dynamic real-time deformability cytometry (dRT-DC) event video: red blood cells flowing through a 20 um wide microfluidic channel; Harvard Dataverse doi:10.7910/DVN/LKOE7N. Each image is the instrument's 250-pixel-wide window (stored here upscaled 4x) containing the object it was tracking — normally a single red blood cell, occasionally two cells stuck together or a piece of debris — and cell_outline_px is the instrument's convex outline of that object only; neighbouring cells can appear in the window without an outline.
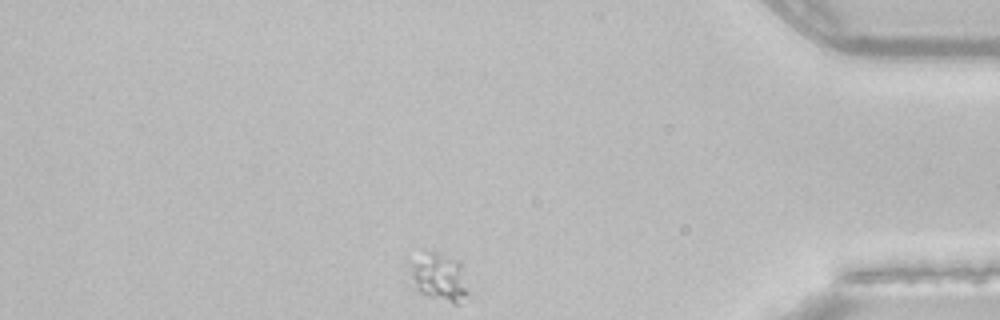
{"species": "common noctule bat (a hibernating species)", "species_latin": "Nyctalus noctula", "temperature_condition": "room temperature", "stored_images_in_passage": 28, "camera_frame_rate_fps": 3000, "um_per_image_px": 0.085, "animal": {"sex": "female", "body_mass_g": 22.7, "forearm_length_mm": 54.2}, "frame": {"image": 1, "passage_image": 28, "time_ms": 9.0, "image_size_px": [1000, 320], "cell_outline_px": [[468, 292], [460, 304], [452, 304], [428, 296], [420, 292], [416, 288], [412, 276], [408, 260], [428, 252], [436, 252], [460, 260]], "centroid_in_image_um": [37.33, 23.55], "position_along_channel_um": 397.9, "area_um2": 16.18}}